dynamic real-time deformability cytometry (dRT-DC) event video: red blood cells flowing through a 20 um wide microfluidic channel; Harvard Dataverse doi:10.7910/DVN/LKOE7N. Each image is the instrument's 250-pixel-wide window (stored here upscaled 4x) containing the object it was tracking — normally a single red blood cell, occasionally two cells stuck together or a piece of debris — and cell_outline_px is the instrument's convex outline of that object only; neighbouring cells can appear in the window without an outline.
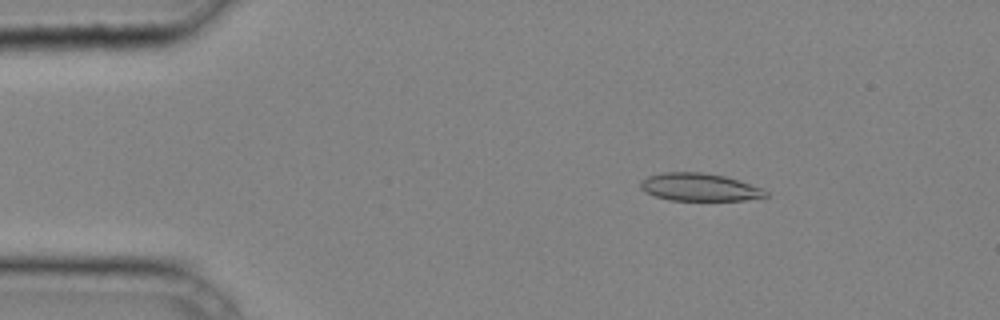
{"species": "common noctule bat (a hibernating species)", "species_latin": "Nyctalus noctula", "temperature_condition": "cold", "stored_images_in_passage": 41, "camera_frame_rate_fps": 3000, "um_per_image_px": 0.085, "animal": {"sex": "male", "body_mass_g": 20.4}, "frame": {"image": 1, "passage_image": 7, "time_ms": 2.0, "image_size_px": [1000, 320], "cell_outline_px": [[768, 196], [764, 200], [668, 200], [644, 192], [640, 188], [640, 180], [648, 176], [660, 172], [700, 172], [724, 176], [740, 180], [764, 188], [768, 192]], "centroid_in_image_um": [59.52, 15.91], "position_along_channel_um": 25.5, "area_um2": 20.69}}
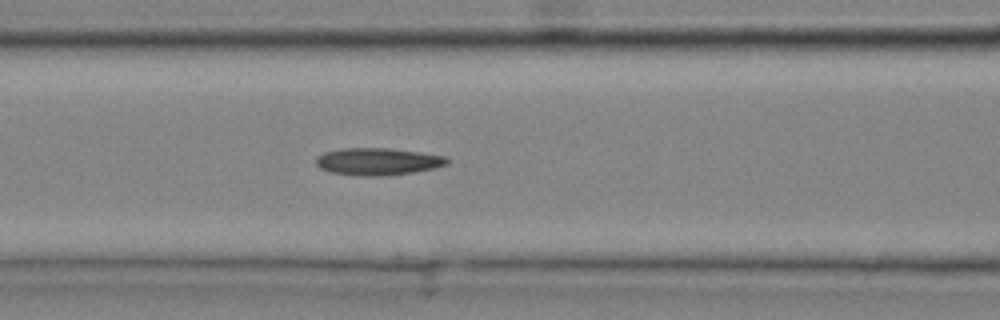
{"frame": {"image": 2, "passage_image": 18, "time_ms": 5.667, "image_size_px": [1000, 320], "cell_outline_px": [[448, 164], [432, 168], [412, 172], [384, 176], [360, 176], [332, 172], [320, 168], [316, 164], [316, 156], [324, 152], [344, 148], [388, 148], [420, 152], [444, 156], [448, 160]], "centroid_in_image_um": [32.08, 13.72], "position_along_channel_um": 134.5, "area_um2": 20.63}}
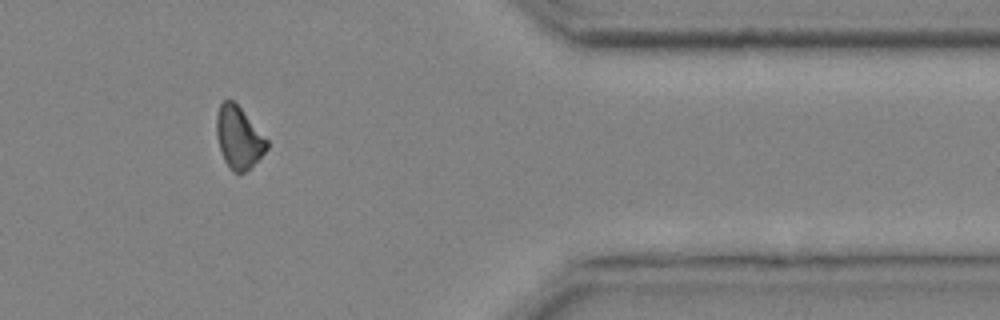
{"frame": {"image": 3, "passage_image": 36, "time_ms": 11.667, "image_size_px": [1000, 320], "cell_outline_px": [[268, 148], [252, 168], [244, 172], [232, 172], [224, 160], [216, 136], [216, 116], [220, 104], [224, 100], [232, 100], [240, 108], [268, 140]], "centroid_in_image_um": [20.29, 11.72], "position_along_channel_um": 391.1, "area_um2": 18.15}}